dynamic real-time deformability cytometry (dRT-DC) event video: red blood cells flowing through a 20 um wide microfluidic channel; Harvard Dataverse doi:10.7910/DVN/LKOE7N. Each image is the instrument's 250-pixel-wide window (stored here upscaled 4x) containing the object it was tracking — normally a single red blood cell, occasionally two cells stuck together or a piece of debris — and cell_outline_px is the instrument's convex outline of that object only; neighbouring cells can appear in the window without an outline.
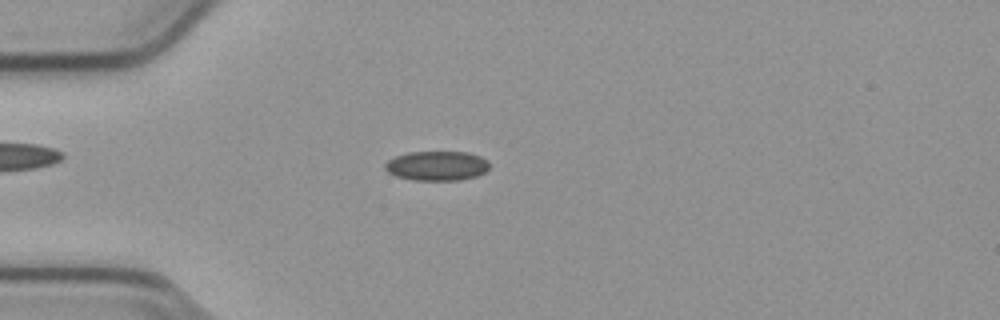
{"species": "common noctule bat (a hibernating species)", "species_latin": "Nyctalus noctula", "temperature_condition": "cold", "stored_images_in_passage": 53, "camera_frame_rate_fps": 3000, "um_per_image_px": 0.085, "animal": {"sex": "male", "body_mass_g": 23.1, "forearm_length_mm": 52.7}, "frame": {"image": 1, "passage_image": 14, "time_ms": 4.333, "image_size_px": [1000, 320], "cell_outline_px": [[488, 168], [484, 172], [476, 176], [460, 180], [412, 180], [396, 176], [388, 172], [384, 168], [384, 164], [388, 160], [396, 156], [408, 152], [468, 152], [480, 156], [488, 160]], "centroid_in_image_um": [37.12, 14.09], "position_along_channel_um": 47.9, "area_um2": 17.98}}
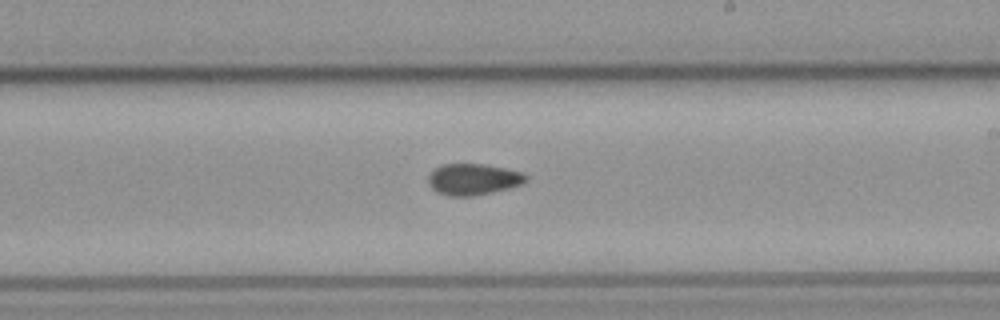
{"frame": {"image": 2, "passage_image": 31, "time_ms": 10.0, "image_size_px": [1000, 320], "cell_outline_px": [[528, 176], [520, 184], [508, 188], [492, 192], [472, 196], [448, 196], [436, 192], [428, 184], [428, 176], [436, 168], [444, 164], [484, 164], [504, 168], [520, 172]], "centroid_in_image_um": [40.17, 15.25], "position_along_channel_um": 248.8, "area_um2": 17.57}}
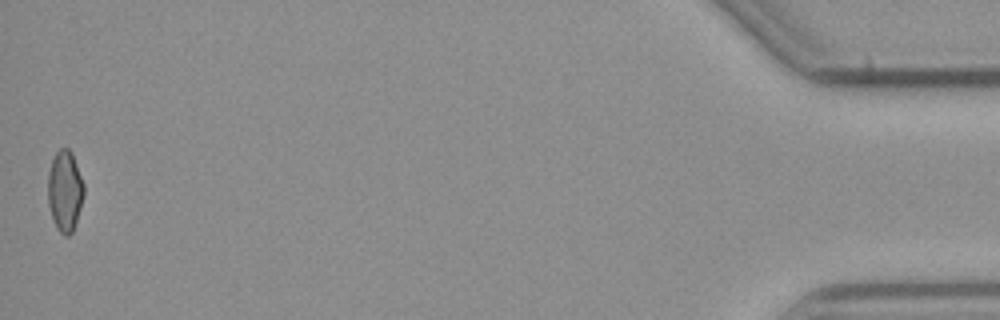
{"frame": {"image": 3, "passage_image": 53, "time_ms": 17.333, "image_size_px": [1000, 320], "cell_outline_px": [[84, 192], [80, 208], [72, 232], [68, 236], [64, 236], [56, 228], [48, 204], [48, 172], [52, 160], [56, 152], [60, 148], [68, 148], [72, 152], [84, 184]], "centroid_in_image_um": [5.51, 16.21], "position_along_channel_um": 429.7, "area_um2": 16.88}, "authors_computed_cell_mechanics": {"area_um2": 17.6868, "velocity_mm_per_s": 3.8141, "shape_relaxation_time_tau1_ms": null, "shape_relaxation_time_tau2_ms": 8.7987, "deformation_change_tau1": null, "deformation_change_tau2": 0.1064}}